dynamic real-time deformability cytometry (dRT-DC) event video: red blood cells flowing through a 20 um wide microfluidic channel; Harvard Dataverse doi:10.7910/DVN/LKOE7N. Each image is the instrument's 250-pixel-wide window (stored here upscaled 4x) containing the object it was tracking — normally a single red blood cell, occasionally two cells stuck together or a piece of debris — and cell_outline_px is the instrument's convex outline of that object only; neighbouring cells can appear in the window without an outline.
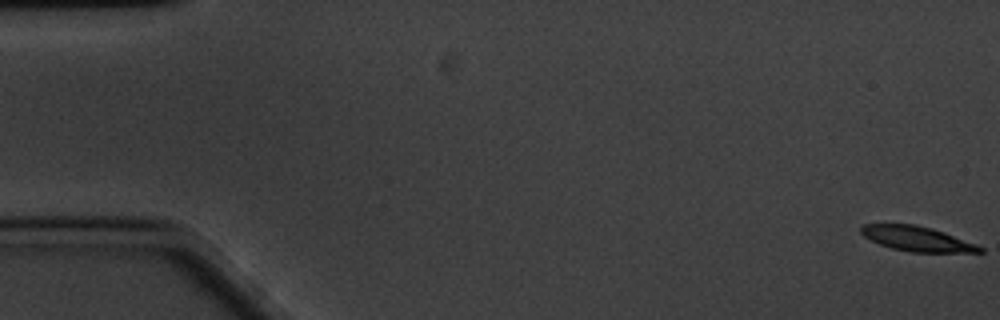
{"species": "common noctule bat (a hibernating species)", "species_latin": "Nyctalus noctula", "temperature_condition": "cold", "stored_images_in_passage": 61, "camera_frame_rate_fps": 3000, "um_per_image_px": 0.085, "animal": {"sex": "male", "body_mass_g": 20.1, "forearm_length_mm": 53.5}, "frame": {"image": 1, "passage_image": 1, "time_ms": 0.0, "image_size_px": [1000, 320], "cell_outline_px": [[984, 252], [912, 252], [892, 248], [880, 244], [864, 236], [860, 232], [860, 228], [864, 224], [916, 224], [932, 228], [944, 232], [976, 244], [984, 248]], "centroid_in_image_um": [77.96, 20.29], "position_along_channel_um": 7.0, "area_um2": 17.05}}
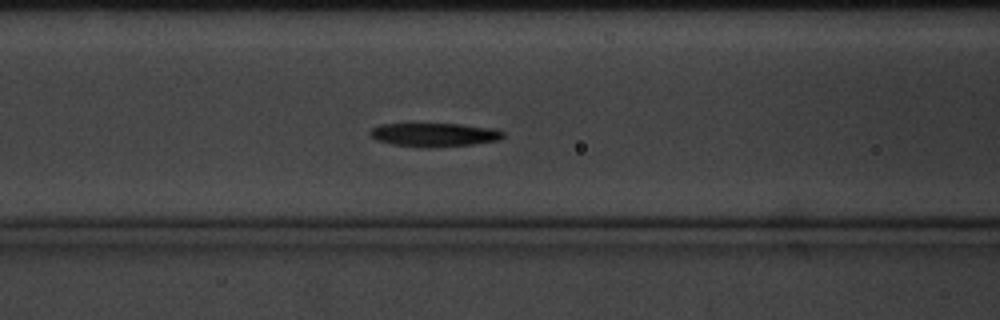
{"frame": {"image": 2, "passage_image": 25, "time_ms": 8.0, "image_size_px": [1000, 320], "cell_outline_px": [[504, 136], [496, 140], [472, 144], [428, 148], [420, 148], [392, 144], [376, 140], [368, 136], [368, 132], [372, 128], [380, 124], [460, 124], [496, 128], [504, 132]], "centroid_in_image_um": [36.86, 11.45], "position_along_channel_um": 129.7, "area_um2": 18.5}}
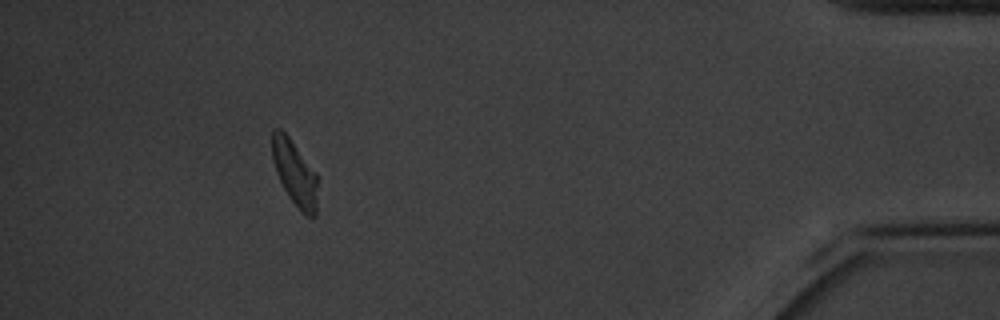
{"frame": {"image": 3, "passage_image": 56, "time_ms": 18.333, "image_size_px": [1000, 320], "cell_outline_px": [[316, 216], [308, 216], [300, 212], [288, 196], [276, 172], [272, 160], [272, 128], [280, 128], [288, 136], [316, 172]], "centroid_in_image_um": [25.03, 14.7], "position_along_channel_um": 410.2, "area_um2": 17.11}, "authors_computed_cell_mechanics": {"area_um2": 18.3804, "velocity_mm_per_s": 3.274, "shape_relaxation_time_tau1_ms": 2.3685, "shape_relaxation_time_tau2_ms": 7.452, "deformation_change_tau1": 0.1488, "deformation_change_tau2": 0.1814}}